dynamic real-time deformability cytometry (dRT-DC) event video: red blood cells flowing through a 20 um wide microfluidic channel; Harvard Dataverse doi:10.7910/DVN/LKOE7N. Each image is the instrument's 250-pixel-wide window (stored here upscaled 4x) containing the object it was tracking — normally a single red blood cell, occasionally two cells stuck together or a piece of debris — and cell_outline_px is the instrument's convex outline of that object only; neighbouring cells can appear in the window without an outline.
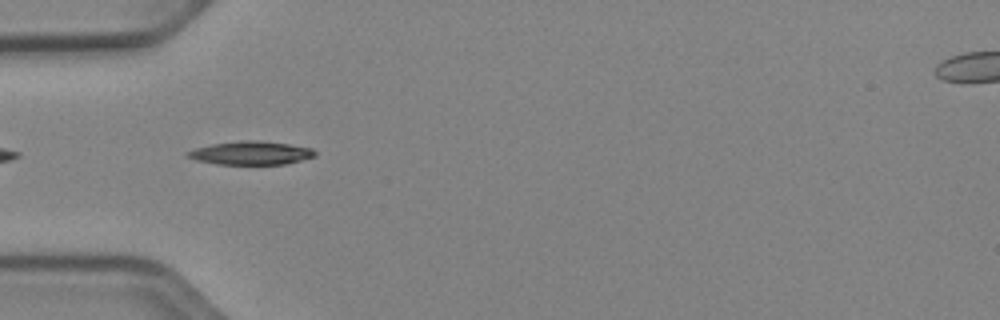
{"species": "Egyptian fruit bat (a non-hibernating species)", "species_latin": "Rousettus aegyptiacus", "temperature_condition": "cold", "stored_images_in_passage": 5, "camera_frame_rate_fps": 3000, "um_per_image_px": 0.085, "animal": {"sex": "female"}, "frame": {"image": 1, "passage_image": 2, "time_ms": 0.333, "image_size_px": [1000, 320], "cell_outline_px": [[316, 156], [284, 164], [216, 164], [196, 160], [184, 156], [184, 152], [196, 148], [212, 144], [240, 140], [256, 140], [288, 144], [312, 148], [316, 152]], "centroid_in_image_um": [21.28, 13.0], "position_along_channel_um": 63.7, "area_um2": 17.4}}